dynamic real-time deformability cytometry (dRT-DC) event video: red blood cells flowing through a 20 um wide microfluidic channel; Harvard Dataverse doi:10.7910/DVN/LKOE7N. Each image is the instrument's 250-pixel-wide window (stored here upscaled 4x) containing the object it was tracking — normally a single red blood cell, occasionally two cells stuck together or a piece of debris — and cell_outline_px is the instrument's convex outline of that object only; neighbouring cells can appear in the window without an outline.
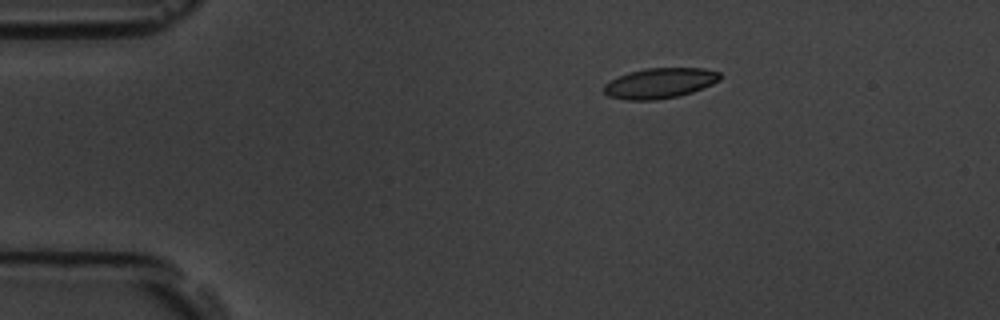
{"species": "common noctule bat (a hibernating species)", "species_latin": "Nyctalus noctula", "temperature_condition": "room temperature", "stored_images_in_passage": 3, "camera_frame_rate_fps": 3000, "um_per_image_px": 0.085, "animal": {"sex": "male", "body_mass_g": 19.5, "forearm_length_mm": 54.6}, "frame": {"image": 1, "passage_image": 1, "time_ms": 0.0, "image_size_px": [1000, 320], "cell_outline_px": [[720, 80], [712, 84], [692, 92], [676, 96], [656, 100], [628, 100], [608, 96], [604, 92], [604, 84], [628, 72], [644, 68], [704, 68], [720, 72]], "centroid_in_image_um": [56.09, 7.06], "position_along_channel_um": 28.9, "area_um2": 20.4}}